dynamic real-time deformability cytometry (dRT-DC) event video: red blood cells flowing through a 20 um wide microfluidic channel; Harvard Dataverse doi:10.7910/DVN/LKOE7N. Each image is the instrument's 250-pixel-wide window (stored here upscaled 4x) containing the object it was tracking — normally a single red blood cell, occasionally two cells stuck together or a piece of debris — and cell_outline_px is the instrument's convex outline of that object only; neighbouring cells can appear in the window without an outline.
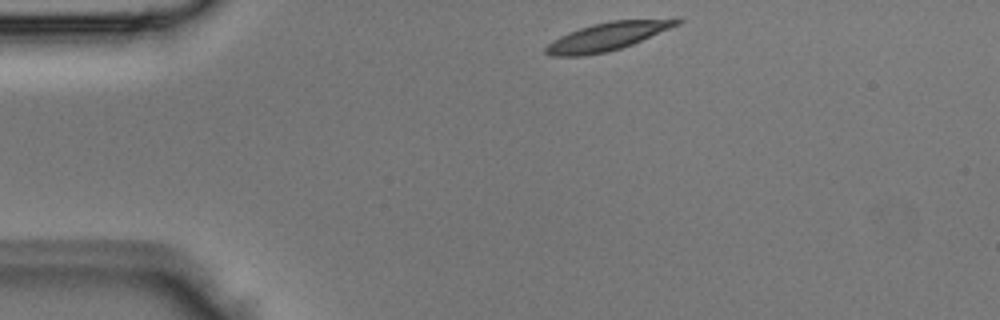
{"species": "Egyptian fruit bat (a non-hibernating species)", "species_latin": "Rousettus aegyptiacus", "temperature_condition": "room temperature", "stored_images_in_passage": 2, "camera_frame_rate_fps": 3000, "um_per_image_px": 0.085, "animal": {"sex": "male"}, "frame": {"image": 1, "passage_image": 1, "time_ms": 0.0, "image_size_px": [1000, 320], "cell_outline_px": [[684, 20], [680, 24], [632, 44], [608, 52], [584, 56], [548, 56], [544, 52], [544, 48], [552, 40], [568, 32], [592, 24], [612, 20], [680, 16]], "centroid_in_image_um": [51.72, 3.06], "position_along_channel_um": 33.3, "area_um2": 22.14}}